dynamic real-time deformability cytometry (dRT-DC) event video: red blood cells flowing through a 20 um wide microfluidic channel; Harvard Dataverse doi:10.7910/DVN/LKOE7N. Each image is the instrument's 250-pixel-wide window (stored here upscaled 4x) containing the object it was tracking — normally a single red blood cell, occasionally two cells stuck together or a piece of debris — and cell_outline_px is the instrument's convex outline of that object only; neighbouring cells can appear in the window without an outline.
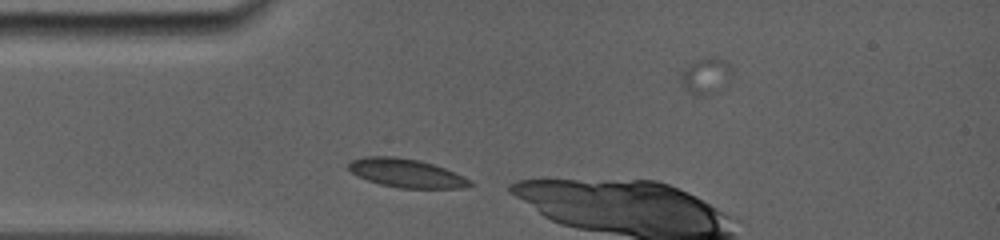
{"species": "common noctule bat (a hibernating species)", "species_latin": "Nyctalus noctula", "temperature_condition": "room temperature", "stored_images_in_passage": 28, "camera_frame_rate_fps": 5000, "um_per_image_px": 0.085, "animal": {"sex": "female", "body_mass_g": 19.0, "forearm_length_mm": 56.7}, "frame": {"image": 1, "passage_image": 1, "time_ms": 0.0, "image_size_px": [1000, 240], "cell_outline_px": [[476, 184], [464, 188], [400, 188], [380, 184], [356, 176], [348, 168], [348, 164], [352, 160], [364, 156], [396, 156], [420, 160], [444, 168], [464, 176], [472, 180]], "centroid_in_image_um": [34.56, 14.71], "position_along_channel_um": 50.4, "area_um2": 20.4}}
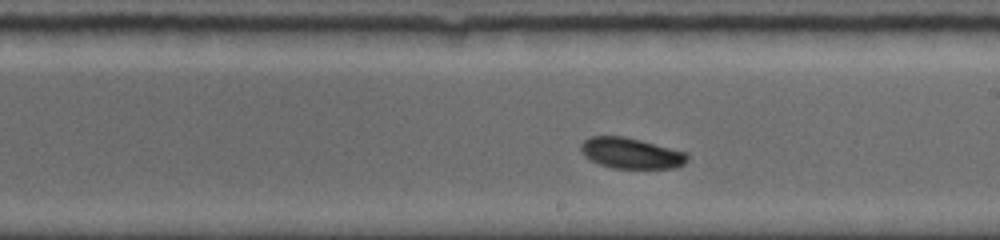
{"frame": {"image": 2, "passage_image": 14, "time_ms": 5.0, "image_size_px": [1000, 240], "cell_outline_px": [[688, 160], [684, 164], [676, 168], [612, 168], [600, 164], [584, 156], [580, 148], [580, 144], [588, 136], [624, 136], [640, 140], [684, 152], [688, 156]], "centroid_in_image_um": [53.61, 13.02], "position_along_channel_um": 235.4, "area_um2": 18.96}}
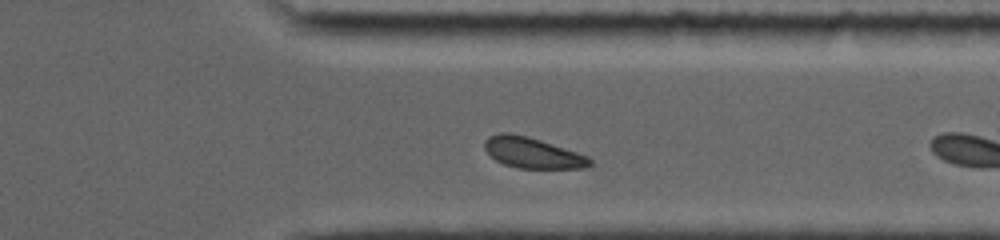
{"frame": {"image": 3, "passage_image": 24, "time_ms": 8.4, "image_size_px": [1000, 240], "cell_outline_px": [[592, 164], [584, 168], [520, 168], [504, 164], [496, 160], [484, 148], [484, 140], [488, 136], [500, 132], [508, 132], [528, 136], [588, 156], [592, 160]], "centroid_in_image_um": [45.24, 12.98], "position_along_channel_um": 366.2, "area_um2": 18.73}, "authors_computed_cell_mechanics": {"area_um2": 19.0451, "velocity_mm_per_s": 3.8211, "shape_relaxation_time_tau1_ms": 2.5348, "shape_relaxation_time_tau2_ms": null, "deformation_change_tau1": 0.056, "deformation_change_tau2": null}}